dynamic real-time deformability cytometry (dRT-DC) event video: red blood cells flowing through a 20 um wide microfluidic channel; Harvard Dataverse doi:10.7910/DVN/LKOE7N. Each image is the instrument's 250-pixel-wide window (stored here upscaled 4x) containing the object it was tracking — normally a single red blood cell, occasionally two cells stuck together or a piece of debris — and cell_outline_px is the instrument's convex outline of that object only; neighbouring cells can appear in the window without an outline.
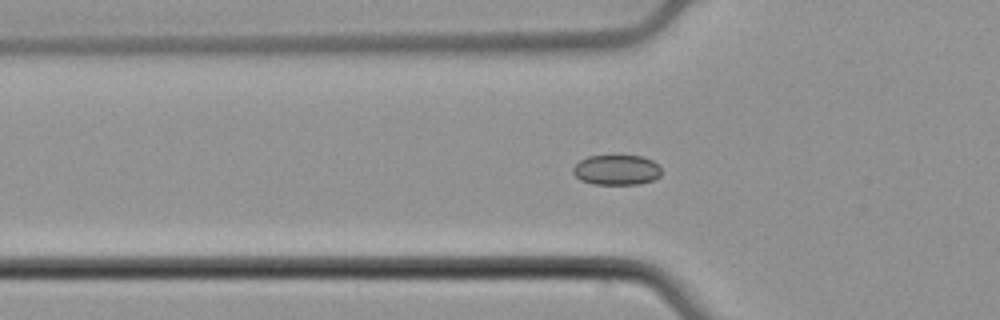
{"species": "common noctule bat (a hibernating species)", "species_latin": "Nyctalus noctula", "temperature_condition": "cold", "stored_images_in_passage": 3, "camera_frame_rate_fps": 3000, "um_per_image_px": 0.085, "animal": {"sex": "male", "body_mass_g": 21.5, "forearm_length_mm": 52.0}, "frame": {"image": 1, "passage_image": 2, "time_ms": 0.333, "image_size_px": [1000, 320], "cell_outline_px": [[660, 176], [652, 180], [640, 184], [592, 184], [580, 180], [572, 172], [572, 168], [580, 160], [588, 156], [644, 156], [660, 164]], "centroid_in_image_um": [52.41, 14.44], "position_along_channel_um": 73.4, "area_um2": 15.61}}